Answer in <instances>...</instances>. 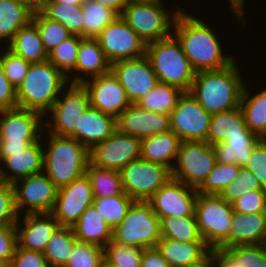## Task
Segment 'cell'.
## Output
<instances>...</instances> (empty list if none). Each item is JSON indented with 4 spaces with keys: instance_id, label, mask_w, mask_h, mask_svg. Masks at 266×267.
<instances>
[{
    "instance_id": "obj_1",
    "label": "cell",
    "mask_w": 266,
    "mask_h": 267,
    "mask_svg": "<svg viewBox=\"0 0 266 267\" xmlns=\"http://www.w3.org/2000/svg\"><path fill=\"white\" fill-rule=\"evenodd\" d=\"M173 34L182 45L193 70H220L236 61L232 55L224 53L216 31L206 21L180 9L173 24Z\"/></svg>"
},
{
    "instance_id": "obj_2",
    "label": "cell",
    "mask_w": 266,
    "mask_h": 267,
    "mask_svg": "<svg viewBox=\"0 0 266 267\" xmlns=\"http://www.w3.org/2000/svg\"><path fill=\"white\" fill-rule=\"evenodd\" d=\"M237 60L226 68L195 75L190 93L209 114L239 107L246 83Z\"/></svg>"
},
{
    "instance_id": "obj_3",
    "label": "cell",
    "mask_w": 266,
    "mask_h": 267,
    "mask_svg": "<svg viewBox=\"0 0 266 267\" xmlns=\"http://www.w3.org/2000/svg\"><path fill=\"white\" fill-rule=\"evenodd\" d=\"M68 84L67 77L48 60L31 63L16 89L17 107L45 116Z\"/></svg>"
},
{
    "instance_id": "obj_4",
    "label": "cell",
    "mask_w": 266,
    "mask_h": 267,
    "mask_svg": "<svg viewBox=\"0 0 266 267\" xmlns=\"http://www.w3.org/2000/svg\"><path fill=\"white\" fill-rule=\"evenodd\" d=\"M45 134L49 141L47 146L43 142V172L58 189L86 174L90 158L83 144L73 137Z\"/></svg>"
},
{
    "instance_id": "obj_5",
    "label": "cell",
    "mask_w": 266,
    "mask_h": 267,
    "mask_svg": "<svg viewBox=\"0 0 266 267\" xmlns=\"http://www.w3.org/2000/svg\"><path fill=\"white\" fill-rule=\"evenodd\" d=\"M146 56L158 82L176 87L183 92H190L196 72L173 33L169 37L147 44Z\"/></svg>"
},
{
    "instance_id": "obj_6",
    "label": "cell",
    "mask_w": 266,
    "mask_h": 267,
    "mask_svg": "<svg viewBox=\"0 0 266 267\" xmlns=\"http://www.w3.org/2000/svg\"><path fill=\"white\" fill-rule=\"evenodd\" d=\"M163 0L154 2L127 3L120 17L147 44L169 37L181 7L170 12Z\"/></svg>"
},
{
    "instance_id": "obj_7",
    "label": "cell",
    "mask_w": 266,
    "mask_h": 267,
    "mask_svg": "<svg viewBox=\"0 0 266 267\" xmlns=\"http://www.w3.org/2000/svg\"><path fill=\"white\" fill-rule=\"evenodd\" d=\"M160 239V218L148 201H134L122 222L112 229V240L123 245L151 248Z\"/></svg>"
},
{
    "instance_id": "obj_8",
    "label": "cell",
    "mask_w": 266,
    "mask_h": 267,
    "mask_svg": "<svg viewBox=\"0 0 266 267\" xmlns=\"http://www.w3.org/2000/svg\"><path fill=\"white\" fill-rule=\"evenodd\" d=\"M194 213L202 239L211 249L218 248L229 237L232 205L220 195L198 193Z\"/></svg>"
},
{
    "instance_id": "obj_9",
    "label": "cell",
    "mask_w": 266,
    "mask_h": 267,
    "mask_svg": "<svg viewBox=\"0 0 266 267\" xmlns=\"http://www.w3.org/2000/svg\"><path fill=\"white\" fill-rule=\"evenodd\" d=\"M66 88L67 86L45 115L51 114L50 120L44 119L45 133L70 137L76 129H80L81 117L90 107L88 91L83 84L69 83L67 90Z\"/></svg>"
},
{
    "instance_id": "obj_10",
    "label": "cell",
    "mask_w": 266,
    "mask_h": 267,
    "mask_svg": "<svg viewBox=\"0 0 266 267\" xmlns=\"http://www.w3.org/2000/svg\"><path fill=\"white\" fill-rule=\"evenodd\" d=\"M215 165L213 145L206 141H182L171 170L172 178L198 189Z\"/></svg>"
},
{
    "instance_id": "obj_11",
    "label": "cell",
    "mask_w": 266,
    "mask_h": 267,
    "mask_svg": "<svg viewBox=\"0 0 266 267\" xmlns=\"http://www.w3.org/2000/svg\"><path fill=\"white\" fill-rule=\"evenodd\" d=\"M123 192L134 201H148L171 178V170L143 159L129 162L120 170Z\"/></svg>"
},
{
    "instance_id": "obj_12",
    "label": "cell",
    "mask_w": 266,
    "mask_h": 267,
    "mask_svg": "<svg viewBox=\"0 0 266 267\" xmlns=\"http://www.w3.org/2000/svg\"><path fill=\"white\" fill-rule=\"evenodd\" d=\"M13 187L18 216L52 212L58 188L44 172L18 179Z\"/></svg>"
},
{
    "instance_id": "obj_13",
    "label": "cell",
    "mask_w": 266,
    "mask_h": 267,
    "mask_svg": "<svg viewBox=\"0 0 266 267\" xmlns=\"http://www.w3.org/2000/svg\"><path fill=\"white\" fill-rule=\"evenodd\" d=\"M110 64L146 55V43L119 16L96 37Z\"/></svg>"
},
{
    "instance_id": "obj_14",
    "label": "cell",
    "mask_w": 266,
    "mask_h": 267,
    "mask_svg": "<svg viewBox=\"0 0 266 267\" xmlns=\"http://www.w3.org/2000/svg\"><path fill=\"white\" fill-rule=\"evenodd\" d=\"M171 130L181 141H206L211 114L190 93L184 92L169 114Z\"/></svg>"
},
{
    "instance_id": "obj_15",
    "label": "cell",
    "mask_w": 266,
    "mask_h": 267,
    "mask_svg": "<svg viewBox=\"0 0 266 267\" xmlns=\"http://www.w3.org/2000/svg\"><path fill=\"white\" fill-rule=\"evenodd\" d=\"M141 139L116 130L109 138L89 150L90 163L98 168L120 171L141 158Z\"/></svg>"
},
{
    "instance_id": "obj_16",
    "label": "cell",
    "mask_w": 266,
    "mask_h": 267,
    "mask_svg": "<svg viewBox=\"0 0 266 267\" xmlns=\"http://www.w3.org/2000/svg\"><path fill=\"white\" fill-rule=\"evenodd\" d=\"M93 200L91 182L87 174H84L58 189L51 214L60 226L72 227L82 213L92 205Z\"/></svg>"
},
{
    "instance_id": "obj_17",
    "label": "cell",
    "mask_w": 266,
    "mask_h": 267,
    "mask_svg": "<svg viewBox=\"0 0 266 267\" xmlns=\"http://www.w3.org/2000/svg\"><path fill=\"white\" fill-rule=\"evenodd\" d=\"M110 70L123 86L131 104H137L158 83L157 76L146 55L114 62Z\"/></svg>"
},
{
    "instance_id": "obj_18",
    "label": "cell",
    "mask_w": 266,
    "mask_h": 267,
    "mask_svg": "<svg viewBox=\"0 0 266 267\" xmlns=\"http://www.w3.org/2000/svg\"><path fill=\"white\" fill-rule=\"evenodd\" d=\"M197 189L171 178L149 200L154 213L162 217H187L195 212Z\"/></svg>"
},
{
    "instance_id": "obj_19",
    "label": "cell",
    "mask_w": 266,
    "mask_h": 267,
    "mask_svg": "<svg viewBox=\"0 0 266 267\" xmlns=\"http://www.w3.org/2000/svg\"><path fill=\"white\" fill-rule=\"evenodd\" d=\"M89 94L90 107L117 118L131 103L116 76L108 73L82 83Z\"/></svg>"
},
{
    "instance_id": "obj_20",
    "label": "cell",
    "mask_w": 266,
    "mask_h": 267,
    "mask_svg": "<svg viewBox=\"0 0 266 267\" xmlns=\"http://www.w3.org/2000/svg\"><path fill=\"white\" fill-rule=\"evenodd\" d=\"M44 119L36 111L19 107L0 110V139L15 142L39 141L45 132Z\"/></svg>"
},
{
    "instance_id": "obj_21",
    "label": "cell",
    "mask_w": 266,
    "mask_h": 267,
    "mask_svg": "<svg viewBox=\"0 0 266 267\" xmlns=\"http://www.w3.org/2000/svg\"><path fill=\"white\" fill-rule=\"evenodd\" d=\"M117 130L139 139L171 130L170 116L166 113L153 112L130 104L117 118Z\"/></svg>"
},
{
    "instance_id": "obj_22",
    "label": "cell",
    "mask_w": 266,
    "mask_h": 267,
    "mask_svg": "<svg viewBox=\"0 0 266 267\" xmlns=\"http://www.w3.org/2000/svg\"><path fill=\"white\" fill-rule=\"evenodd\" d=\"M22 216H18L15 223L18 246L26 250L43 252L55 231L60 227L59 222L51 213Z\"/></svg>"
},
{
    "instance_id": "obj_23",
    "label": "cell",
    "mask_w": 266,
    "mask_h": 267,
    "mask_svg": "<svg viewBox=\"0 0 266 267\" xmlns=\"http://www.w3.org/2000/svg\"><path fill=\"white\" fill-rule=\"evenodd\" d=\"M45 136L42 134L39 141L23 151L0 153V180L13 184L18 179L42 173Z\"/></svg>"
},
{
    "instance_id": "obj_24",
    "label": "cell",
    "mask_w": 266,
    "mask_h": 267,
    "mask_svg": "<svg viewBox=\"0 0 266 267\" xmlns=\"http://www.w3.org/2000/svg\"><path fill=\"white\" fill-rule=\"evenodd\" d=\"M266 244V212L243 214L233 211L229 237L218 248Z\"/></svg>"
},
{
    "instance_id": "obj_25",
    "label": "cell",
    "mask_w": 266,
    "mask_h": 267,
    "mask_svg": "<svg viewBox=\"0 0 266 267\" xmlns=\"http://www.w3.org/2000/svg\"><path fill=\"white\" fill-rule=\"evenodd\" d=\"M110 68L111 64L105 57L97 39L81 37L75 69L71 73L74 76L67 77V79L72 84H82L86 80L108 73Z\"/></svg>"
},
{
    "instance_id": "obj_26",
    "label": "cell",
    "mask_w": 266,
    "mask_h": 267,
    "mask_svg": "<svg viewBox=\"0 0 266 267\" xmlns=\"http://www.w3.org/2000/svg\"><path fill=\"white\" fill-rule=\"evenodd\" d=\"M117 130L116 118L89 107L81 117L80 129L70 136L88 150L109 138Z\"/></svg>"
},
{
    "instance_id": "obj_27",
    "label": "cell",
    "mask_w": 266,
    "mask_h": 267,
    "mask_svg": "<svg viewBox=\"0 0 266 267\" xmlns=\"http://www.w3.org/2000/svg\"><path fill=\"white\" fill-rule=\"evenodd\" d=\"M171 267H189L201 263L209 255L205 241L183 242L161 238L156 245Z\"/></svg>"
},
{
    "instance_id": "obj_28",
    "label": "cell",
    "mask_w": 266,
    "mask_h": 267,
    "mask_svg": "<svg viewBox=\"0 0 266 267\" xmlns=\"http://www.w3.org/2000/svg\"><path fill=\"white\" fill-rule=\"evenodd\" d=\"M180 138L172 131L141 139V159L158 163L172 170L179 147Z\"/></svg>"
},
{
    "instance_id": "obj_29",
    "label": "cell",
    "mask_w": 266,
    "mask_h": 267,
    "mask_svg": "<svg viewBox=\"0 0 266 267\" xmlns=\"http://www.w3.org/2000/svg\"><path fill=\"white\" fill-rule=\"evenodd\" d=\"M72 228L79 242L104 248L112 240V228L93 204L82 213Z\"/></svg>"
},
{
    "instance_id": "obj_30",
    "label": "cell",
    "mask_w": 266,
    "mask_h": 267,
    "mask_svg": "<svg viewBox=\"0 0 266 267\" xmlns=\"http://www.w3.org/2000/svg\"><path fill=\"white\" fill-rule=\"evenodd\" d=\"M34 11L23 0H0V42L3 45L32 21Z\"/></svg>"
},
{
    "instance_id": "obj_31",
    "label": "cell",
    "mask_w": 266,
    "mask_h": 267,
    "mask_svg": "<svg viewBox=\"0 0 266 267\" xmlns=\"http://www.w3.org/2000/svg\"><path fill=\"white\" fill-rule=\"evenodd\" d=\"M260 139L258 135L248 129L242 136L229 137L223 143L214 144L216 163L237 164L240 167H245L254 146Z\"/></svg>"
},
{
    "instance_id": "obj_32",
    "label": "cell",
    "mask_w": 266,
    "mask_h": 267,
    "mask_svg": "<svg viewBox=\"0 0 266 267\" xmlns=\"http://www.w3.org/2000/svg\"><path fill=\"white\" fill-rule=\"evenodd\" d=\"M6 48L30 63L44 62L48 58L39 30L32 21L15 34Z\"/></svg>"
},
{
    "instance_id": "obj_33",
    "label": "cell",
    "mask_w": 266,
    "mask_h": 267,
    "mask_svg": "<svg viewBox=\"0 0 266 267\" xmlns=\"http://www.w3.org/2000/svg\"><path fill=\"white\" fill-rule=\"evenodd\" d=\"M248 130L240 107L218 112L211 116L207 142L220 144L229 137L242 136Z\"/></svg>"
},
{
    "instance_id": "obj_34",
    "label": "cell",
    "mask_w": 266,
    "mask_h": 267,
    "mask_svg": "<svg viewBox=\"0 0 266 267\" xmlns=\"http://www.w3.org/2000/svg\"><path fill=\"white\" fill-rule=\"evenodd\" d=\"M247 85L245 83L239 107L248 129L260 138H266V88L250 94Z\"/></svg>"
},
{
    "instance_id": "obj_35",
    "label": "cell",
    "mask_w": 266,
    "mask_h": 267,
    "mask_svg": "<svg viewBox=\"0 0 266 267\" xmlns=\"http://www.w3.org/2000/svg\"><path fill=\"white\" fill-rule=\"evenodd\" d=\"M77 241L72 227L60 226L43 251L49 266L65 267Z\"/></svg>"
},
{
    "instance_id": "obj_36",
    "label": "cell",
    "mask_w": 266,
    "mask_h": 267,
    "mask_svg": "<svg viewBox=\"0 0 266 267\" xmlns=\"http://www.w3.org/2000/svg\"><path fill=\"white\" fill-rule=\"evenodd\" d=\"M161 238L183 242L204 241L198 229L195 213L187 217H162Z\"/></svg>"
},
{
    "instance_id": "obj_37",
    "label": "cell",
    "mask_w": 266,
    "mask_h": 267,
    "mask_svg": "<svg viewBox=\"0 0 266 267\" xmlns=\"http://www.w3.org/2000/svg\"><path fill=\"white\" fill-rule=\"evenodd\" d=\"M40 12L48 19L61 23L72 35H79L83 38L82 5L52 2Z\"/></svg>"
},
{
    "instance_id": "obj_38",
    "label": "cell",
    "mask_w": 266,
    "mask_h": 267,
    "mask_svg": "<svg viewBox=\"0 0 266 267\" xmlns=\"http://www.w3.org/2000/svg\"><path fill=\"white\" fill-rule=\"evenodd\" d=\"M184 92L176 87L158 82L137 105L145 110L170 114Z\"/></svg>"
},
{
    "instance_id": "obj_39",
    "label": "cell",
    "mask_w": 266,
    "mask_h": 267,
    "mask_svg": "<svg viewBox=\"0 0 266 267\" xmlns=\"http://www.w3.org/2000/svg\"><path fill=\"white\" fill-rule=\"evenodd\" d=\"M86 174L94 197L105 198L123 193L120 171L98 168L89 162Z\"/></svg>"
},
{
    "instance_id": "obj_40",
    "label": "cell",
    "mask_w": 266,
    "mask_h": 267,
    "mask_svg": "<svg viewBox=\"0 0 266 267\" xmlns=\"http://www.w3.org/2000/svg\"><path fill=\"white\" fill-rule=\"evenodd\" d=\"M83 38H96L99 33L119 15L95 0L82 4Z\"/></svg>"
},
{
    "instance_id": "obj_41",
    "label": "cell",
    "mask_w": 266,
    "mask_h": 267,
    "mask_svg": "<svg viewBox=\"0 0 266 267\" xmlns=\"http://www.w3.org/2000/svg\"><path fill=\"white\" fill-rule=\"evenodd\" d=\"M132 200L125 192L105 198L94 197L93 205L102 215L106 223L114 229L126 216Z\"/></svg>"
},
{
    "instance_id": "obj_42",
    "label": "cell",
    "mask_w": 266,
    "mask_h": 267,
    "mask_svg": "<svg viewBox=\"0 0 266 267\" xmlns=\"http://www.w3.org/2000/svg\"><path fill=\"white\" fill-rule=\"evenodd\" d=\"M80 40L81 36L72 35L48 52L47 60L66 77L73 76L71 73L75 69Z\"/></svg>"
},
{
    "instance_id": "obj_43",
    "label": "cell",
    "mask_w": 266,
    "mask_h": 267,
    "mask_svg": "<svg viewBox=\"0 0 266 267\" xmlns=\"http://www.w3.org/2000/svg\"><path fill=\"white\" fill-rule=\"evenodd\" d=\"M32 22L39 30L47 53L72 36V33L61 23L48 19L40 11L33 13Z\"/></svg>"
},
{
    "instance_id": "obj_44",
    "label": "cell",
    "mask_w": 266,
    "mask_h": 267,
    "mask_svg": "<svg viewBox=\"0 0 266 267\" xmlns=\"http://www.w3.org/2000/svg\"><path fill=\"white\" fill-rule=\"evenodd\" d=\"M143 248L111 240L104 248V260L116 267H140Z\"/></svg>"
},
{
    "instance_id": "obj_45",
    "label": "cell",
    "mask_w": 266,
    "mask_h": 267,
    "mask_svg": "<svg viewBox=\"0 0 266 267\" xmlns=\"http://www.w3.org/2000/svg\"><path fill=\"white\" fill-rule=\"evenodd\" d=\"M240 166L237 164L216 163L206 180L197 189L200 194H217L236 179Z\"/></svg>"
},
{
    "instance_id": "obj_46",
    "label": "cell",
    "mask_w": 266,
    "mask_h": 267,
    "mask_svg": "<svg viewBox=\"0 0 266 267\" xmlns=\"http://www.w3.org/2000/svg\"><path fill=\"white\" fill-rule=\"evenodd\" d=\"M222 249L238 267H266V244L237 245Z\"/></svg>"
},
{
    "instance_id": "obj_47",
    "label": "cell",
    "mask_w": 266,
    "mask_h": 267,
    "mask_svg": "<svg viewBox=\"0 0 266 267\" xmlns=\"http://www.w3.org/2000/svg\"><path fill=\"white\" fill-rule=\"evenodd\" d=\"M252 190H263L257 177L246 167H240L236 179L227 185L219 194L225 201L232 204L244 193Z\"/></svg>"
},
{
    "instance_id": "obj_48",
    "label": "cell",
    "mask_w": 266,
    "mask_h": 267,
    "mask_svg": "<svg viewBox=\"0 0 266 267\" xmlns=\"http://www.w3.org/2000/svg\"><path fill=\"white\" fill-rule=\"evenodd\" d=\"M103 260L102 247L77 241L65 267H100Z\"/></svg>"
},
{
    "instance_id": "obj_49",
    "label": "cell",
    "mask_w": 266,
    "mask_h": 267,
    "mask_svg": "<svg viewBox=\"0 0 266 267\" xmlns=\"http://www.w3.org/2000/svg\"><path fill=\"white\" fill-rule=\"evenodd\" d=\"M2 48L3 50H1ZM2 48H0L1 66L9 82L17 89L26 77L31 63L14 54L6 47L4 48L3 46Z\"/></svg>"
},
{
    "instance_id": "obj_50",
    "label": "cell",
    "mask_w": 266,
    "mask_h": 267,
    "mask_svg": "<svg viewBox=\"0 0 266 267\" xmlns=\"http://www.w3.org/2000/svg\"><path fill=\"white\" fill-rule=\"evenodd\" d=\"M17 219L13 184L0 180V226L15 225Z\"/></svg>"
},
{
    "instance_id": "obj_51",
    "label": "cell",
    "mask_w": 266,
    "mask_h": 267,
    "mask_svg": "<svg viewBox=\"0 0 266 267\" xmlns=\"http://www.w3.org/2000/svg\"><path fill=\"white\" fill-rule=\"evenodd\" d=\"M231 205L233 211L243 214L266 212V190L246 192Z\"/></svg>"
},
{
    "instance_id": "obj_52",
    "label": "cell",
    "mask_w": 266,
    "mask_h": 267,
    "mask_svg": "<svg viewBox=\"0 0 266 267\" xmlns=\"http://www.w3.org/2000/svg\"><path fill=\"white\" fill-rule=\"evenodd\" d=\"M245 167L259 180L263 190H266V138H261L254 146Z\"/></svg>"
},
{
    "instance_id": "obj_53",
    "label": "cell",
    "mask_w": 266,
    "mask_h": 267,
    "mask_svg": "<svg viewBox=\"0 0 266 267\" xmlns=\"http://www.w3.org/2000/svg\"><path fill=\"white\" fill-rule=\"evenodd\" d=\"M8 267H50L43 252L26 250L17 245Z\"/></svg>"
},
{
    "instance_id": "obj_54",
    "label": "cell",
    "mask_w": 266,
    "mask_h": 267,
    "mask_svg": "<svg viewBox=\"0 0 266 267\" xmlns=\"http://www.w3.org/2000/svg\"><path fill=\"white\" fill-rule=\"evenodd\" d=\"M15 225L0 226V260L8 267L17 247Z\"/></svg>"
},
{
    "instance_id": "obj_55",
    "label": "cell",
    "mask_w": 266,
    "mask_h": 267,
    "mask_svg": "<svg viewBox=\"0 0 266 267\" xmlns=\"http://www.w3.org/2000/svg\"><path fill=\"white\" fill-rule=\"evenodd\" d=\"M17 107V94L14 86L4 74L0 63V110H8Z\"/></svg>"
},
{
    "instance_id": "obj_56",
    "label": "cell",
    "mask_w": 266,
    "mask_h": 267,
    "mask_svg": "<svg viewBox=\"0 0 266 267\" xmlns=\"http://www.w3.org/2000/svg\"><path fill=\"white\" fill-rule=\"evenodd\" d=\"M140 267H171L157 247L144 248Z\"/></svg>"
},
{
    "instance_id": "obj_57",
    "label": "cell",
    "mask_w": 266,
    "mask_h": 267,
    "mask_svg": "<svg viewBox=\"0 0 266 267\" xmlns=\"http://www.w3.org/2000/svg\"><path fill=\"white\" fill-rule=\"evenodd\" d=\"M208 256L212 260L213 267H238V264H236L222 249H210Z\"/></svg>"
},
{
    "instance_id": "obj_58",
    "label": "cell",
    "mask_w": 266,
    "mask_h": 267,
    "mask_svg": "<svg viewBox=\"0 0 266 267\" xmlns=\"http://www.w3.org/2000/svg\"><path fill=\"white\" fill-rule=\"evenodd\" d=\"M37 141H9V139H0V153H17L25 150L28 146Z\"/></svg>"
},
{
    "instance_id": "obj_59",
    "label": "cell",
    "mask_w": 266,
    "mask_h": 267,
    "mask_svg": "<svg viewBox=\"0 0 266 267\" xmlns=\"http://www.w3.org/2000/svg\"><path fill=\"white\" fill-rule=\"evenodd\" d=\"M228 3L230 4V9H232L231 11H233L235 17L234 18H237V22L241 23V25L244 27V26H247V23H245V17L246 14H245V6L246 5L244 2L245 0H227ZM246 24V25H245Z\"/></svg>"
},
{
    "instance_id": "obj_60",
    "label": "cell",
    "mask_w": 266,
    "mask_h": 267,
    "mask_svg": "<svg viewBox=\"0 0 266 267\" xmlns=\"http://www.w3.org/2000/svg\"><path fill=\"white\" fill-rule=\"evenodd\" d=\"M100 5L107 7L115 11L119 16L121 15L123 8L127 4L126 0H95Z\"/></svg>"
},
{
    "instance_id": "obj_61",
    "label": "cell",
    "mask_w": 266,
    "mask_h": 267,
    "mask_svg": "<svg viewBox=\"0 0 266 267\" xmlns=\"http://www.w3.org/2000/svg\"><path fill=\"white\" fill-rule=\"evenodd\" d=\"M52 2L53 0H30V8L34 12L41 11L47 4Z\"/></svg>"
},
{
    "instance_id": "obj_62",
    "label": "cell",
    "mask_w": 266,
    "mask_h": 267,
    "mask_svg": "<svg viewBox=\"0 0 266 267\" xmlns=\"http://www.w3.org/2000/svg\"><path fill=\"white\" fill-rule=\"evenodd\" d=\"M189 267H213V264L211 258L208 256L201 263Z\"/></svg>"
},
{
    "instance_id": "obj_63",
    "label": "cell",
    "mask_w": 266,
    "mask_h": 267,
    "mask_svg": "<svg viewBox=\"0 0 266 267\" xmlns=\"http://www.w3.org/2000/svg\"><path fill=\"white\" fill-rule=\"evenodd\" d=\"M53 2H58L62 4H80V0H53Z\"/></svg>"
},
{
    "instance_id": "obj_64",
    "label": "cell",
    "mask_w": 266,
    "mask_h": 267,
    "mask_svg": "<svg viewBox=\"0 0 266 267\" xmlns=\"http://www.w3.org/2000/svg\"><path fill=\"white\" fill-rule=\"evenodd\" d=\"M127 3H138V2H154L159 0H126Z\"/></svg>"
},
{
    "instance_id": "obj_65",
    "label": "cell",
    "mask_w": 266,
    "mask_h": 267,
    "mask_svg": "<svg viewBox=\"0 0 266 267\" xmlns=\"http://www.w3.org/2000/svg\"><path fill=\"white\" fill-rule=\"evenodd\" d=\"M100 267H116V266H112L111 264H109L108 262H106L105 260L102 261Z\"/></svg>"
},
{
    "instance_id": "obj_66",
    "label": "cell",
    "mask_w": 266,
    "mask_h": 267,
    "mask_svg": "<svg viewBox=\"0 0 266 267\" xmlns=\"http://www.w3.org/2000/svg\"><path fill=\"white\" fill-rule=\"evenodd\" d=\"M88 1H90V0H80V5H82L83 3L88 2Z\"/></svg>"
},
{
    "instance_id": "obj_67",
    "label": "cell",
    "mask_w": 266,
    "mask_h": 267,
    "mask_svg": "<svg viewBox=\"0 0 266 267\" xmlns=\"http://www.w3.org/2000/svg\"><path fill=\"white\" fill-rule=\"evenodd\" d=\"M0 267H7V266L0 260Z\"/></svg>"
},
{
    "instance_id": "obj_68",
    "label": "cell",
    "mask_w": 266,
    "mask_h": 267,
    "mask_svg": "<svg viewBox=\"0 0 266 267\" xmlns=\"http://www.w3.org/2000/svg\"><path fill=\"white\" fill-rule=\"evenodd\" d=\"M23 1H26L29 4V6H30V0H23Z\"/></svg>"
}]
</instances>
